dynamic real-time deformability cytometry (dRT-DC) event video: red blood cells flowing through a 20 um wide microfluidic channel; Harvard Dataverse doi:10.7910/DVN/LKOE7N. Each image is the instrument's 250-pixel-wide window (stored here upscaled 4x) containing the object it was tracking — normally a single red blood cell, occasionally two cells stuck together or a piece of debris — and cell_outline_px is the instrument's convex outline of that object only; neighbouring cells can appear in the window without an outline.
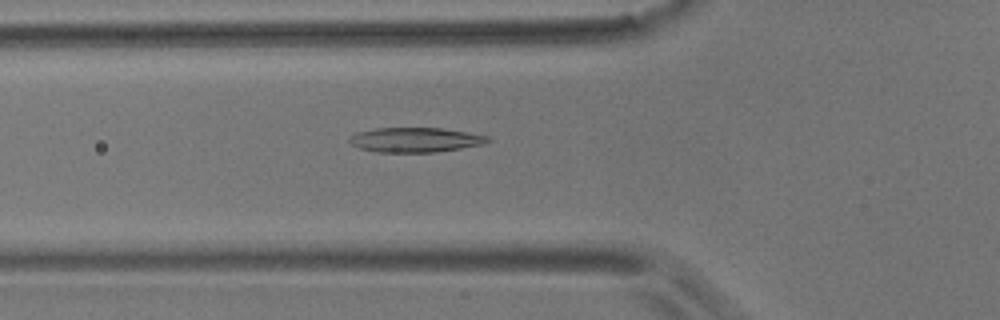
{"species": "common noctule bat (a hibernating species)", "species_latin": "Nyctalus noctula", "temperature_condition": "room temperature", "stored_images_in_passage": 54, "camera_frame_rate_fps": 3000, "um_per_image_px": 0.085, "animal": {"sex": "male", "body_mass_g": 17.9}, "frame": {"image": 1, "passage_image": 19, "time_ms": 6.0, "image_size_px": [1000, 320], "cell_outline_px": [[492, 140], [484, 144], [436, 152], [376, 152], [360, 148], [352, 144], [348, 140], [348, 136], [356, 132], [376, 128], [444, 128], [488, 136]], "centroid_in_image_um": [35.28, 11.88], "position_along_channel_um": 90.5, "area_um2": 19.94}}
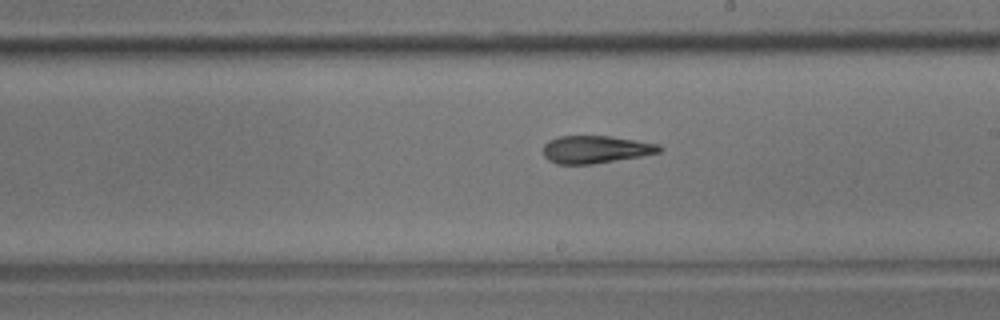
{"frame": {"image": 2, "passage_image": 31, "time_ms": 10.0, "image_size_px": [1000, 320], "cell_outline_px": [[664, 148], [660, 152], [640, 156], [592, 164], [556, 164], [548, 160], [544, 156], [544, 144], [548, 140], [560, 136], [608, 136], [636, 140], [660, 144]], "centroid_in_image_um": [50.63, 12.7], "position_along_channel_um": 238.4, "area_um2": 18.67}}
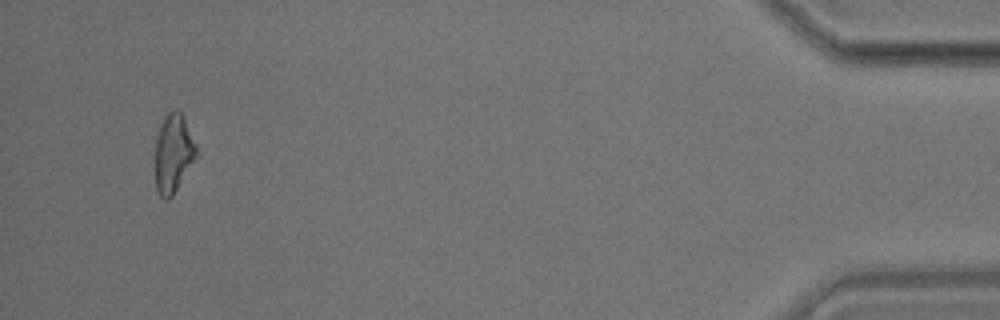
{"frame": {"image": 3, "passage_image": 52, "time_ms": 17.0, "image_size_px": [1000, 320], "cell_outline_px": [[196, 152], [192, 160], [172, 196], [164, 200], [160, 196], [156, 188], [156, 140], [160, 124], [164, 116], [172, 108], [176, 108], [184, 116], [196, 144]], "centroid_in_image_um": [14.7, 12.95], "position_along_channel_um": 420.5, "area_um2": 18.32}, "authors_computed_cell_mechanics": {"area_um2": 19.4497, "velocity_mm_per_s": 3.6822, "shape_relaxation_time_tau1_ms": 8.2375, "shape_relaxation_time_tau2_ms": 5.7871, "deformation_change_tau1": 0.2149, "deformation_change_tau2": 0.1385}}